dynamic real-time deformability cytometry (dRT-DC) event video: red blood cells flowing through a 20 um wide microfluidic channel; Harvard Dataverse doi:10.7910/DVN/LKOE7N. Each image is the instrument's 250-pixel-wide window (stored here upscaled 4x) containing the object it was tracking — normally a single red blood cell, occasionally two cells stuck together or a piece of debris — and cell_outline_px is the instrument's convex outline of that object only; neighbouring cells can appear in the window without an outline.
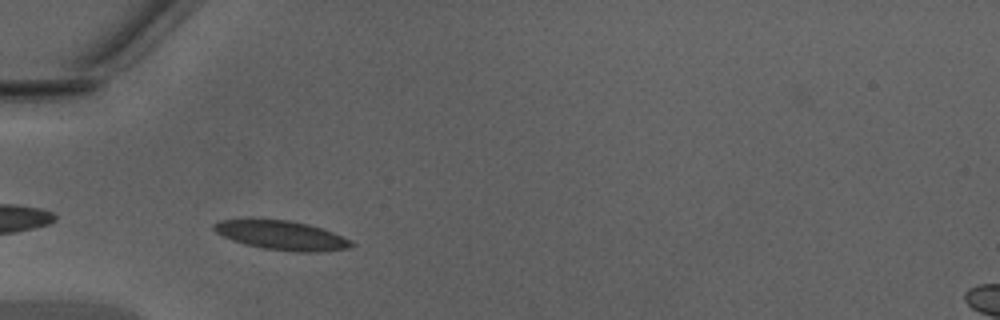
{"species": "Egyptian fruit bat (a non-hibernating species)", "species_latin": "Rousettus aegyptiacus", "temperature_condition": "warm", "stored_images_in_passage": 35, "camera_frame_rate_fps": 3000, "um_per_image_px": 0.085, "animal": {"sex": "male"}, "frame": {"image": 1, "passage_image": 3, "time_ms": 0.667, "image_size_px": [1000, 320], "cell_outline_px": [[356, 244], [348, 248], [320, 252], [296, 252], [264, 248], [244, 244], [232, 240], [216, 232], [212, 228], [212, 224], [220, 220], [248, 216], [252, 216], [288, 220], [308, 224], [332, 232], [352, 240]], "centroid_in_image_um": [23.86, 19.95], "position_along_channel_um": 61.1, "area_um2": 24.16}}
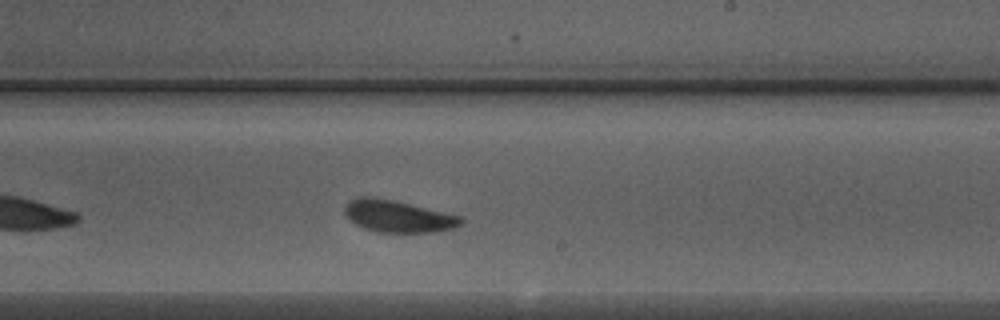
{"frame": {"image": 2, "passage_image": 17, "time_ms": 5.333, "image_size_px": [1000, 320], "cell_outline_px": [[464, 224], [456, 228], [432, 232], [376, 232], [364, 228], [356, 224], [344, 212], [344, 208], [348, 200], [360, 196], [368, 196], [396, 200], [460, 216], [464, 220]], "centroid_in_image_um": [33.85, 18.37], "position_along_channel_um": 255.2, "area_um2": 21.79}}
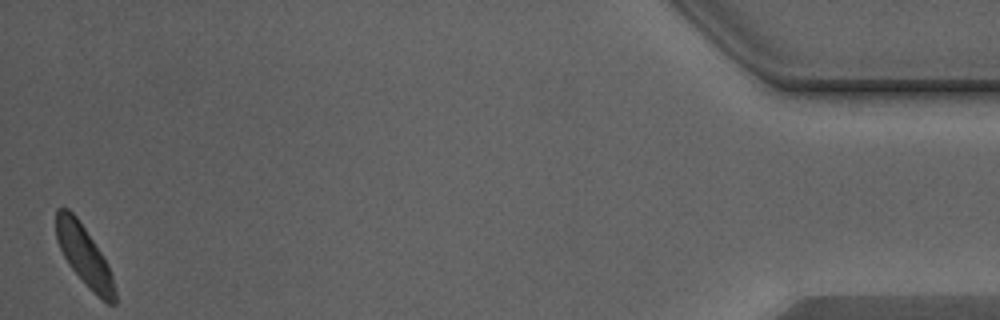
{"frame": {"image": 3, "passage_image": 35, "time_ms": 11.333, "image_size_px": [1000, 320], "cell_outline_px": [[116, 304], [108, 304], [92, 292], [88, 288], [72, 268], [64, 256], [60, 248], [56, 236], [56, 208], [68, 208], [76, 216], [108, 264], [112, 276], [116, 292]], "centroid_in_image_um": [7.17, 21.75], "position_along_channel_um": 428.0, "area_um2": 20.17}, "authors_computed_cell_mechanics": {"area_um2": 21.5594, "velocity_mm_per_s": 4.2938, "shape_relaxation_time_tau1_ms": 2.1007, "shape_relaxation_time_tau2_ms": 2.4285, "deformation_change_tau1": 0.0864, "deformation_change_tau2": 0.0762}}